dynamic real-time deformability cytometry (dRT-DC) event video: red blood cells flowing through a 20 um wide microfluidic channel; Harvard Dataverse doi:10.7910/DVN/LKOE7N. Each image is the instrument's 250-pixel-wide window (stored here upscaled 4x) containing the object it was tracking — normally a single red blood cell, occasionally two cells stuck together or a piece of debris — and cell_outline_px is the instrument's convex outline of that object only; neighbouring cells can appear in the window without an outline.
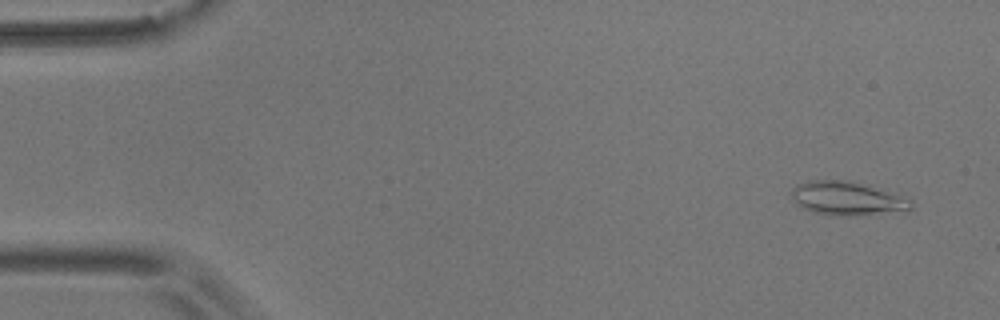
{"species": "common noctule bat (a hibernating species)", "species_latin": "Nyctalus noctula", "temperature_condition": "room temperature", "stored_images_in_passage": 54, "camera_frame_rate_fps": 3000, "um_per_image_px": 0.085, "animal": {"sex": "male", "body_mass_g": 17.9}, "frame": {"image": 1, "passage_image": 3, "time_ms": 0.667, "image_size_px": [1000, 320], "cell_outline_px": [[912, 208], [852, 216], [836, 216], [812, 212], [804, 208], [792, 196], [792, 188], [796, 184], [812, 180], [848, 180], [912, 200]], "centroid_in_image_um": [71.92, 16.86], "position_along_channel_um": 13.1, "area_um2": 22.54}}
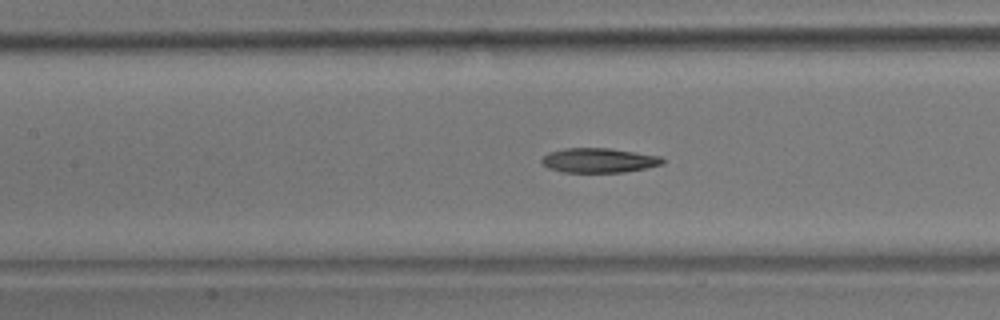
{"frame": {"image": 2, "passage_image": 24, "time_ms": 7.667, "image_size_px": [1000, 320], "cell_outline_px": [[664, 164], [624, 172], [560, 172], [548, 168], [540, 160], [548, 152], [564, 148], [608, 148], [660, 156], [664, 160]], "centroid_in_image_um": [50.87, 13.63], "position_along_channel_um": 156.5, "area_um2": 17.22}}
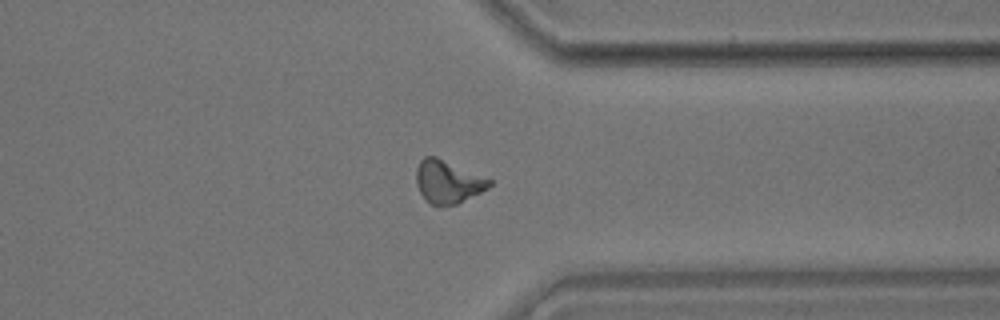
{"frame": {"image": 3, "passage_image": 42, "time_ms": 13.667, "image_size_px": [1000, 320], "cell_outline_px": [[492, 184], [488, 188], [456, 204], [432, 204], [420, 192], [416, 184], [416, 168], [420, 160], [424, 156], [436, 156], [492, 180]], "centroid_in_image_um": [38.05, 15.41], "position_along_channel_um": 373.3, "area_um2": 17.86}, "authors_computed_cell_mechanics": {"area_um2": 17.629, "velocity_mm_per_s": 3.6722, "shape_relaxation_time_tau1_ms": 6.5648, "shape_relaxation_time_tau2_ms": 6.3928, "deformation_change_tau1": 0.165, "deformation_change_tau2": 0.1472}}